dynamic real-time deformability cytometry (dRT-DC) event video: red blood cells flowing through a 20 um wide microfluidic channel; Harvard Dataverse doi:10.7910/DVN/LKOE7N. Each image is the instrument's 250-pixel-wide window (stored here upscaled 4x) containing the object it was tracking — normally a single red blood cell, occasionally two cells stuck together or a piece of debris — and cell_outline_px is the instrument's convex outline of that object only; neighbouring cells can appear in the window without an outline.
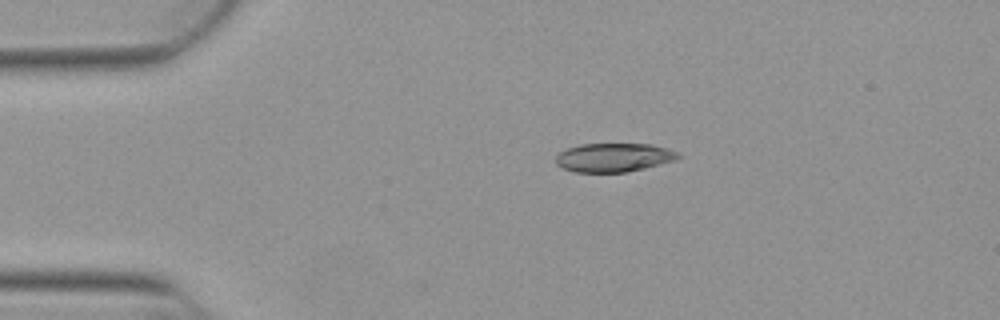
{"species": "Egyptian fruit bat (a non-hibernating species)", "species_latin": "Rousettus aegyptiacus", "temperature_condition": "warm", "stored_images_in_passage": 43, "camera_frame_rate_fps": 3000, "um_per_image_px": 0.085, "animal": {"sex": "female"}, "frame": {"image": 1, "passage_image": 1, "time_ms": 0.0, "image_size_px": [1000, 320], "cell_outline_px": [[680, 156], [676, 160], [644, 168], [624, 172], [576, 172], [560, 168], [556, 164], [556, 156], [560, 152], [568, 148], [580, 144], [652, 144], [676, 152]], "centroid_in_image_um": [52.12, 13.39], "position_along_channel_um": 32.9, "area_um2": 20.35}}
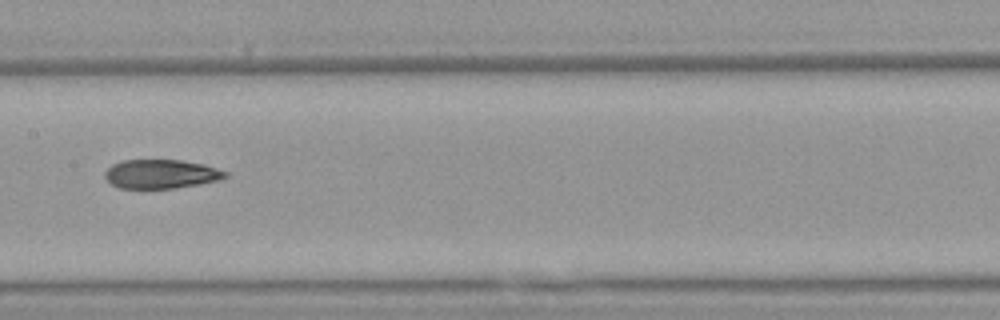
{"frame": {"image": 2, "passage_image": 17, "time_ms": 5.333, "image_size_px": [1000, 320], "cell_outline_px": [[228, 176], [220, 180], [200, 184], [172, 188], [120, 188], [112, 184], [104, 176], [104, 172], [112, 164], [120, 160], [180, 160], [204, 164], [228, 172]], "centroid_in_image_um": [13.7, 14.78], "position_along_channel_um": 193.7, "area_um2": 20.35}}
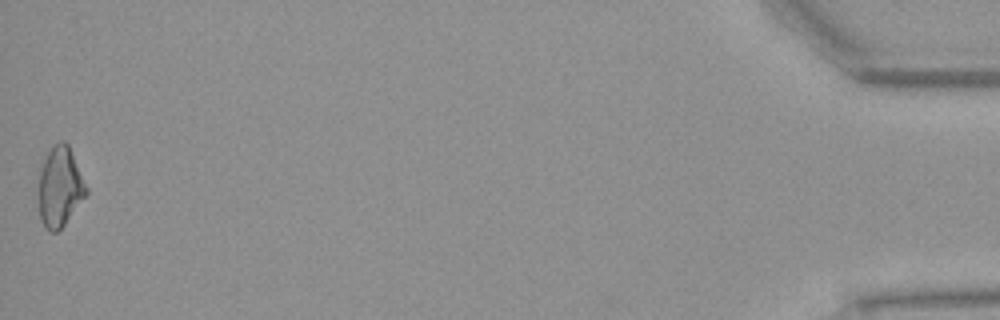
{"frame": {"image": 3, "passage_image": 43, "time_ms": 14.0, "image_size_px": [1000, 320], "cell_outline_px": [[88, 192], [64, 224], [56, 232], [48, 232], [44, 228], [40, 220], [36, 204], [36, 188], [40, 160], [52, 144], [60, 140], [64, 140], [68, 144], [88, 188]], "centroid_in_image_um": [4.99, 15.85], "position_along_channel_um": 430.2, "area_um2": 23.35}, "authors_computed_cell_mechanics": {"area_um2": 21.386, "velocity_mm_per_s": 3.8676, "shape_relaxation_time_tau1_ms": 8.8337, "shape_relaxation_time_tau2_ms": 3.1665, "deformation_change_tau1": 0.234, "deformation_change_tau2": 0.0943}}